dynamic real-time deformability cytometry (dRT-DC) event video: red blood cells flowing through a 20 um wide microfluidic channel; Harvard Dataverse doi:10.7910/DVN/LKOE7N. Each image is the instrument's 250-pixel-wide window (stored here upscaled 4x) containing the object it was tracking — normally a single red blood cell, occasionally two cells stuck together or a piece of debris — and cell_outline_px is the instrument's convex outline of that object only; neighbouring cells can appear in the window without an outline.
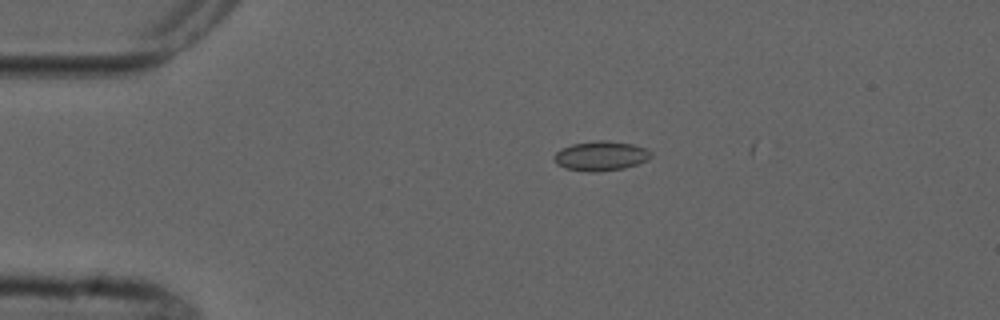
{"species": "common noctule bat (a hibernating species)", "species_latin": "Nyctalus noctula", "temperature_condition": "cold", "stored_images_in_passage": 7, "camera_frame_rate_fps": 3000, "um_per_image_px": 0.085, "animal": {"sex": "male", "forearm_length_mm": 52.5}, "frame": {"image": 1, "passage_image": 4, "time_ms": 3.333, "image_size_px": [1000, 320], "cell_outline_px": [[652, 156], [648, 160], [624, 168], [596, 172], [588, 172], [564, 168], [556, 164], [556, 152], [572, 144], [600, 140], [604, 140], [632, 144], [644, 148], [652, 152]], "centroid_in_image_um": [51.1, 13.26], "position_along_channel_um": 33.9, "area_um2": 16.47}}
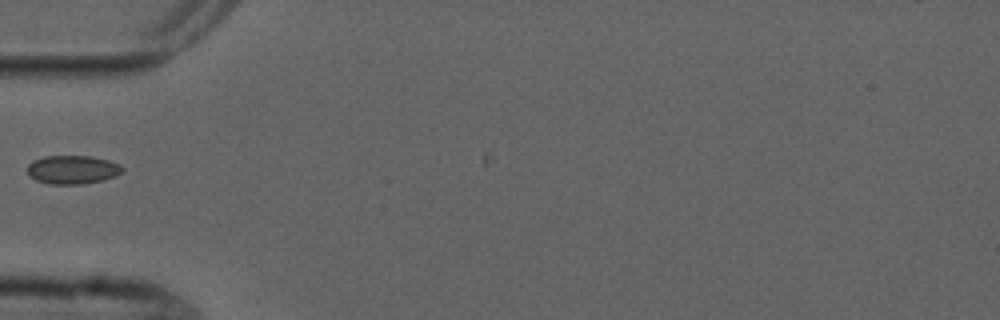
{"frame": {"image": 2, "passage_image": 6, "time_ms": 5.667, "image_size_px": [1000, 320], "cell_outline_px": [[124, 172], [116, 176], [104, 180], [80, 184], [48, 184], [36, 180], [28, 176], [28, 164], [32, 160], [44, 156], [92, 156], [108, 160], [120, 164], [124, 168]], "centroid_in_image_um": [6.18, 14.42], "position_along_channel_um": 78.8, "area_um2": 16.07}}